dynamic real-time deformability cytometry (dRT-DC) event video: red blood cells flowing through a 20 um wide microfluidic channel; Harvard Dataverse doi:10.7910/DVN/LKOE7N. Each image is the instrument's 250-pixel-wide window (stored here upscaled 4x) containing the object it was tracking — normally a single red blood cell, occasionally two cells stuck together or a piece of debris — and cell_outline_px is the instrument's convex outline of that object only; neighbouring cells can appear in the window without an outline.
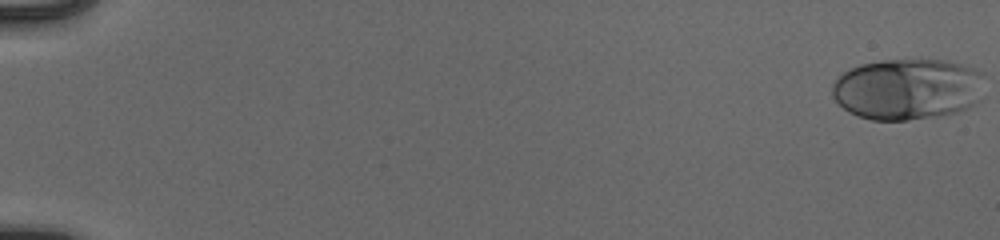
{"species": "human", "species_latin": "Homo sapiens", "temperature_condition": "cold", "stored_images_in_passage": 54, "camera_frame_rate_fps": 3000, "um_per_image_px": 0.085, "donor": {"sex": "male"}, "frame": {"image": 1, "passage_image": 1, "time_ms": 0.0, "image_size_px": [1000, 240], "cell_outline_px": [[984, 72], [980, 100], [976, 104], [968, 108], [956, 112], [940, 116], [908, 120], [872, 120], [856, 116], [848, 112], [832, 96], [832, 84], [844, 72], [860, 64], [880, 60], [920, 56], [948, 60]], "centroid_in_image_um": [77.17, 7.53], "position_along_channel_um": 7.8, "area_um2": 55.78}}
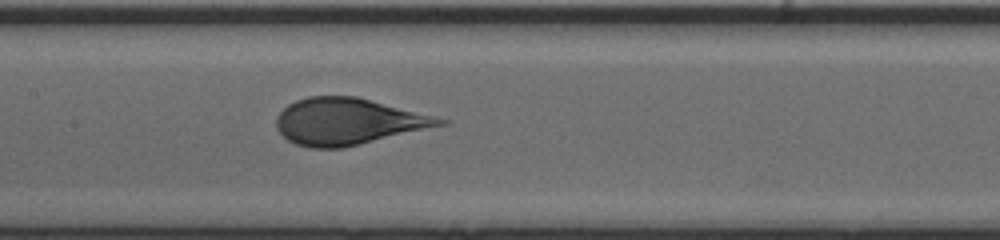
{"frame": {"image": 2, "passage_image": 29, "time_ms": 9.333, "image_size_px": [1000, 240], "cell_outline_px": [[448, 124], [340, 148], [308, 148], [296, 144], [288, 140], [276, 128], [276, 116], [288, 104], [296, 100], [308, 96], [356, 96], [448, 120]], "centroid_in_image_um": [29.52, 10.32], "position_along_channel_um": 177.9, "area_um2": 43.81}}
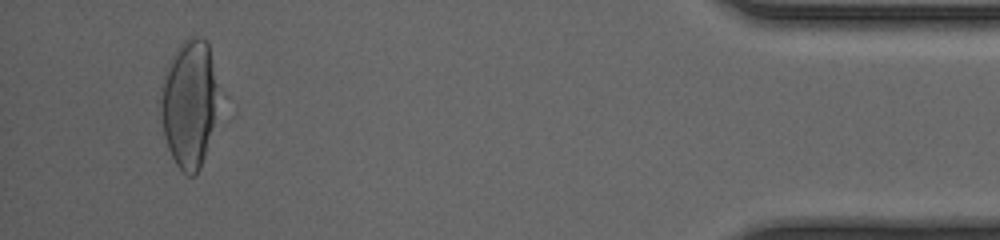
{"frame": {"image": 3, "passage_image": 52, "time_ms": 17.0, "image_size_px": [1000, 240], "cell_outline_px": [[228, 96], [200, 168], [192, 176], [188, 176], [176, 164], [168, 148], [164, 136], [160, 112], [160, 88], [168, 60], [176, 48], [192, 32], [208, 40]], "centroid_in_image_um": [16.25, 8.68], "position_along_channel_um": 418.9, "area_um2": 47.16}, "authors_computed_cell_mechanics": {"area_um2": 45.951, "velocity_mm_per_s": 3.9199, "shape_relaxation_time_tau1_ms": 4.9198, "shape_relaxation_time_tau2_ms": null, "deformation_change_tau1": 0.1866, "deformation_change_tau2": null}}